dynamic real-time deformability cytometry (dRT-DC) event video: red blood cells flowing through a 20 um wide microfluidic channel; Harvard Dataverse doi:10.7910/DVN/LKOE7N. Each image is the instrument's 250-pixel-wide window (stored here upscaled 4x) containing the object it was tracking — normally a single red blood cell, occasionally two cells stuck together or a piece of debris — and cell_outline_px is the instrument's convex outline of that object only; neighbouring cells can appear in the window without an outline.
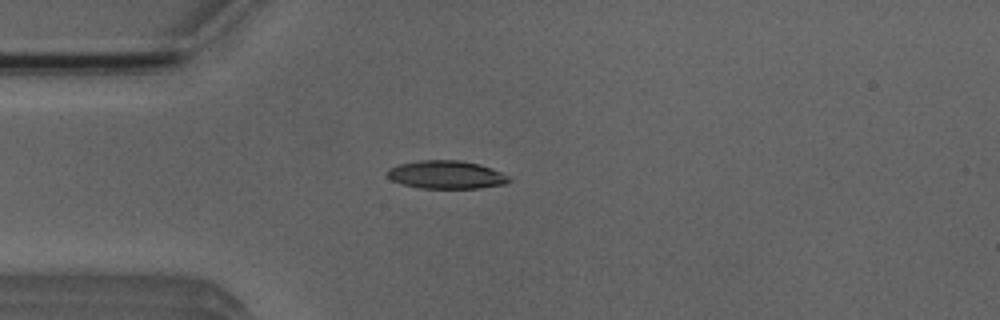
{"species": "Egyptian fruit bat (a non-hibernating species)", "species_latin": "Rousettus aegyptiacus", "temperature_condition": "room temperature", "stored_images_in_passage": 50, "camera_frame_rate_fps": 3000, "um_per_image_px": 0.085, "animal": {"sex": "male"}, "frame": {"image": 1, "passage_image": 12, "time_ms": 3.667, "image_size_px": [1000, 320], "cell_outline_px": [[512, 180], [504, 184], [480, 188], [420, 188], [404, 184], [392, 180], [388, 176], [388, 168], [400, 164], [420, 160], [460, 160], [480, 164], [492, 168], [508, 176]], "centroid_in_image_um": [37.96, 14.84], "position_along_channel_um": 47.0, "area_um2": 19.83}}
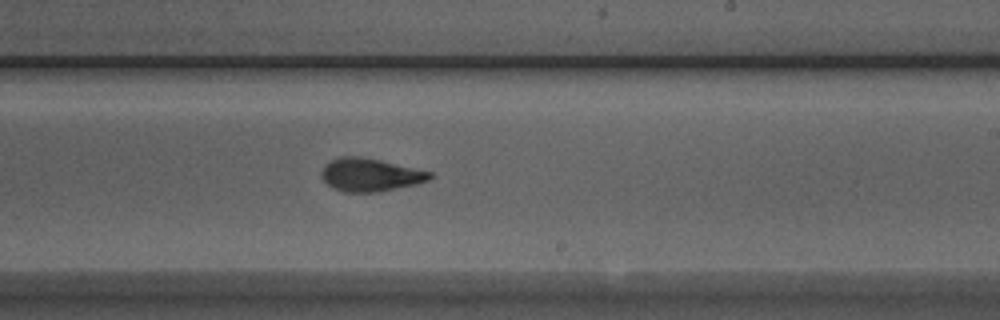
{"frame": {"image": 2, "passage_image": 29, "time_ms": 9.333, "image_size_px": [1000, 320], "cell_outline_px": [[436, 176], [428, 180], [416, 184], [380, 192], [344, 192], [332, 188], [320, 176], [320, 172], [324, 164], [340, 156], [360, 156], [380, 160], [432, 172]], "centroid_in_image_um": [31.46, 14.86], "position_along_channel_um": 257.5, "area_um2": 21.04}}
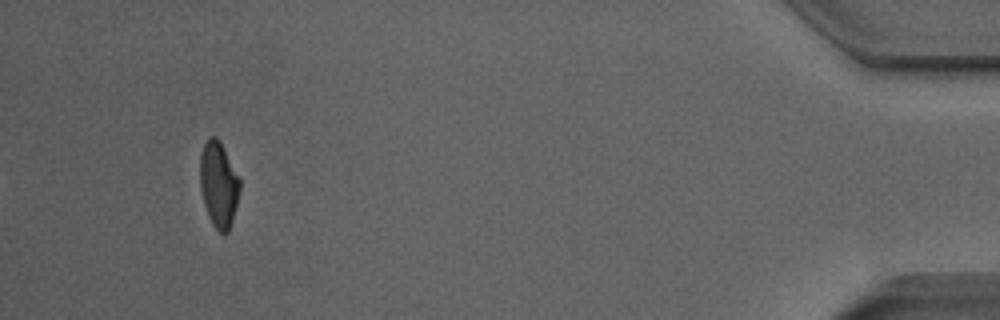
{"frame": {"image": 3, "passage_image": 47, "time_ms": 15.333, "image_size_px": [1000, 320], "cell_outline_px": [[240, 188], [232, 220], [228, 232], [224, 236], [212, 224], [208, 216], [204, 204], [200, 188], [200, 156], [204, 144], [208, 136], [216, 136], [220, 140], [240, 180]], "centroid_in_image_um": [18.57, 15.67], "position_along_channel_um": 416.6, "area_um2": 19.77}, "authors_computed_cell_mechanics": {"area_um2": 20.4323, "velocity_mm_per_s": 3.9406, "shape_relaxation_time_tau1_ms": 3.1232, "shape_relaxation_time_tau2_ms": 1.5285, "deformation_change_tau1": 0.1778, "deformation_change_tau2": 0.0917}}